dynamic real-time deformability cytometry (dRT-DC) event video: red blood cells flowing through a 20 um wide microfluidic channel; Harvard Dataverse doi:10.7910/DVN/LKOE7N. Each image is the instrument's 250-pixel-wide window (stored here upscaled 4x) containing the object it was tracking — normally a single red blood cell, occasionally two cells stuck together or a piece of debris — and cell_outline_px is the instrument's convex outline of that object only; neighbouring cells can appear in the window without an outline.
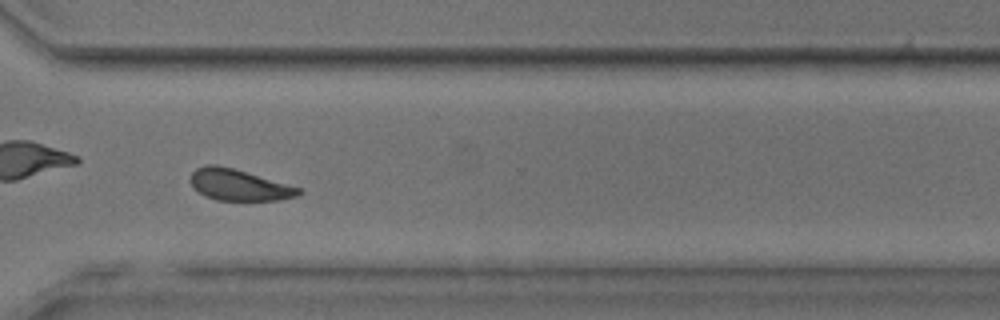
{"species": "common noctule bat (a hibernating species)", "species_latin": "Nyctalus noctula", "temperature_condition": "room temperature", "stored_images_in_passage": 48, "camera_frame_rate_fps": 3000, "um_per_image_px": 0.085, "animal": {"sex": "male", "body_mass_g": 17.9, "forearm_length_mm": 54.2}, "frame": {"image": 1, "passage_image": 35, "time_ms": 11.333, "image_size_px": [1000, 320], "cell_outline_px": [[304, 192], [296, 196], [280, 200], [216, 200], [204, 196], [192, 188], [188, 180], [192, 172], [196, 168], [208, 164], [216, 164], [232, 168], [304, 188]], "centroid_in_image_um": [20.3, 15.72], "position_along_channel_um": 350.3, "area_um2": 20.06}}
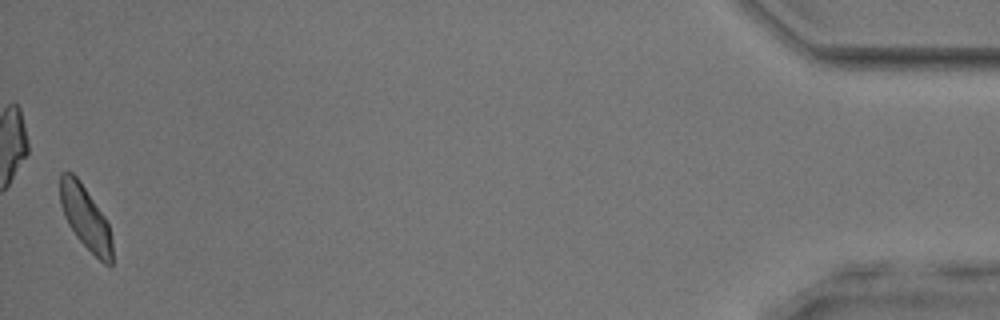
{"frame": {"image": 2, "passage_image": 48, "time_ms": 15.667, "image_size_px": [1000, 320], "cell_outline_px": [[112, 264], [104, 264], [76, 236], [68, 224], [64, 216], [60, 204], [60, 172], [72, 172], [80, 180], [104, 216], [108, 224], [112, 240]], "centroid_in_image_um": [7.25, 18.47], "position_along_channel_um": 428.0, "area_um2": 19.07}, "authors_computed_cell_mechanics": {"area_um2": 20.2011, "velocity_mm_per_s": 3.8569, "shape_relaxation_time_tau1_ms": 4.4881, "shape_relaxation_time_tau2_ms": 4.4487, "deformation_change_tau1": 0.0861, "deformation_change_tau2": 0.0836}}